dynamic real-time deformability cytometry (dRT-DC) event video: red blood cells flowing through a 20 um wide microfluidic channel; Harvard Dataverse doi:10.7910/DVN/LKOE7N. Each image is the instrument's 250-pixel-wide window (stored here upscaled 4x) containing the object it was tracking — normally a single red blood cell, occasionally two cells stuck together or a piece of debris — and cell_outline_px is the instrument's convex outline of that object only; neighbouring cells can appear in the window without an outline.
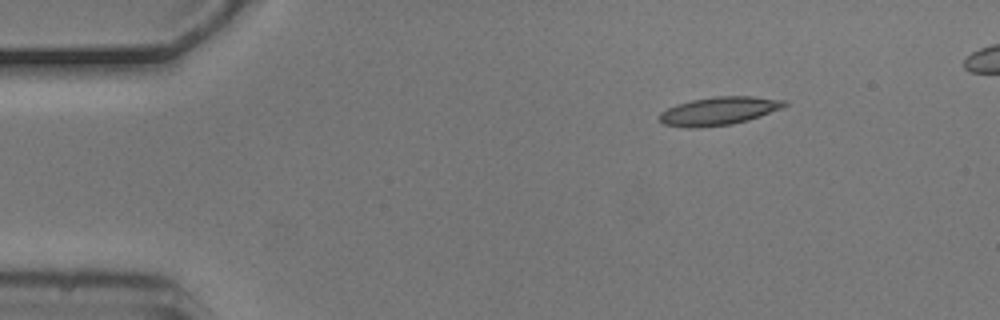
{"species": "common noctule bat (a hibernating species)", "species_latin": "Nyctalus noctula", "temperature_condition": "cold", "stored_images_in_passage": 4, "camera_frame_rate_fps": 3000, "um_per_image_px": 0.085, "animal": {"sex": "male", "body_mass_g": 20.5, "forearm_length_mm": 52.5}, "frame": {"image": 1, "passage_image": 1, "time_ms": 0.0, "image_size_px": [1000, 320], "cell_outline_px": [[788, 104], [784, 108], [748, 120], [732, 124], [696, 128], [688, 128], [664, 124], [660, 120], [660, 112], [676, 104], [692, 100], [716, 96], [752, 96], [788, 100]], "centroid_in_image_um": [61.15, 9.43], "position_along_channel_um": 23.8, "area_um2": 20.63}}